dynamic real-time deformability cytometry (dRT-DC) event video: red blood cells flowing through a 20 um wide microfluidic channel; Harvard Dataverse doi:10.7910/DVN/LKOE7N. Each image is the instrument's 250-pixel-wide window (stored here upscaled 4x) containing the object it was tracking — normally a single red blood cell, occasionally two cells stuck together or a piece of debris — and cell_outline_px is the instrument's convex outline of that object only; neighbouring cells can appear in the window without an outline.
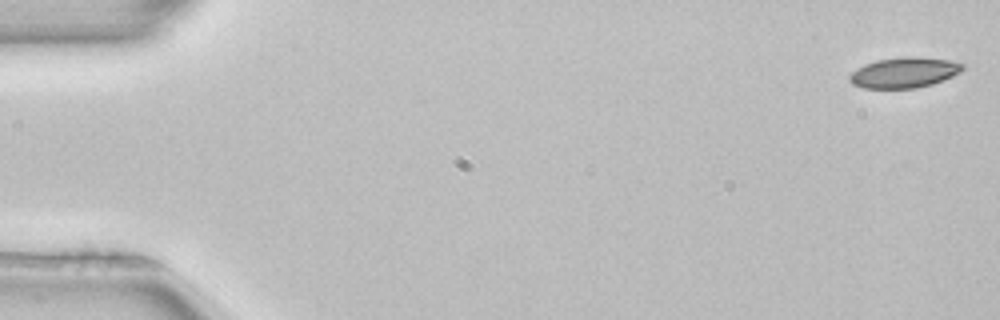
{"species": "common noctule bat (a hibernating species)", "species_latin": "Nyctalus noctula", "temperature_condition": "room temperature", "stored_images_in_passage": 52, "camera_frame_rate_fps": 3000, "um_per_image_px": 0.085, "animal": {"sex": "female", "body_mass_g": 22.7, "forearm_length_mm": 54.2}, "frame": {"image": 1, "passage_image": 1, "time_ms": 0.0, "image_size_px": [1000, 320], "cell_outline_px": [[964, 68], [960, 72], [952, 76], [932, 84], [916, 88], [864, 88], [852, 84], [848, 80], [848, 76], [856, 68], [864, 64], [876, 60], [916, 56], [948, 60], [964, 64]], "centroid_in_image_um": [76.82, 6.17], "position_along_channel_um": 8.2, "area_um2": 20.0}}
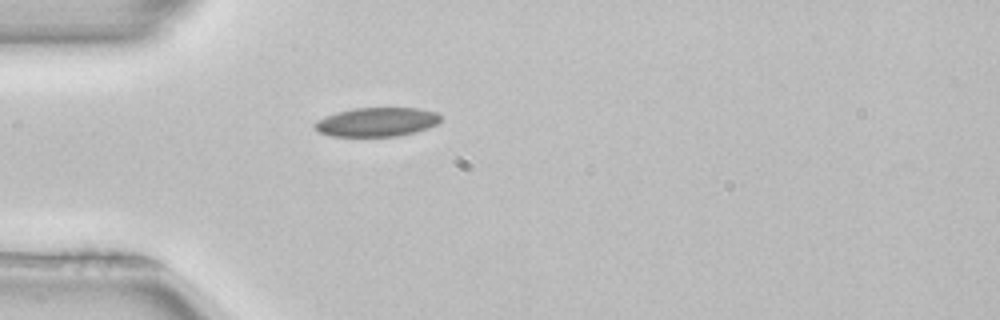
{"frame": {"image": 2, "passage_image": 15, "time_ms": 4.667, "image_size_px": [1000, 320], "cell_outline_px": [[440, 124], [416, 132], [396, 136], [332, 136], [320, 132], [312, 124], [316, 120], [336, 112], [356, 108], [420, 108], [436, 112], [440, 116]], "centroid_in_image_um": [32.05, 10.36], "position_along_channel_um": 52.9, "area_um2": 21.33}}
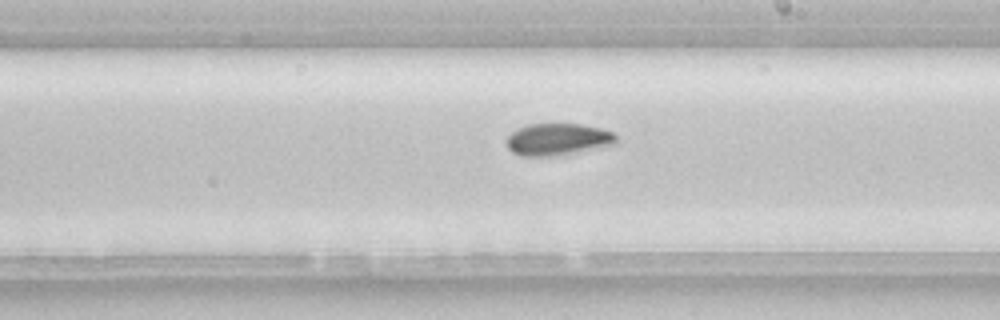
{"frame": {"image": 3, "passage_image": 30, "time_ms": 9.667, "image_size_px": [1000, 320], "cell_outline_px": [[616, 144], [548, 156], [520, 156], [512, 152], [508, 148], [504, 140], [516, 128], [528, 124], [584, 124], [600, 128], [612, 132], [616, 136]], "centroid_in_image_um": [47.34, 11.82], "position_along_channel_um": 241.7, "area_um2": 20.23}, "authors_computed_cell_mechanics": {"area_um2": 20.4034, "velocity_mm_per_s": 3.952, "shape_relaxation_time_tau1_ms": 5.3117, "shape_relaxation_time_tau2_ms": null, "deformation_change_tau1": 0.1112, "deformation_change_tau2": null}}